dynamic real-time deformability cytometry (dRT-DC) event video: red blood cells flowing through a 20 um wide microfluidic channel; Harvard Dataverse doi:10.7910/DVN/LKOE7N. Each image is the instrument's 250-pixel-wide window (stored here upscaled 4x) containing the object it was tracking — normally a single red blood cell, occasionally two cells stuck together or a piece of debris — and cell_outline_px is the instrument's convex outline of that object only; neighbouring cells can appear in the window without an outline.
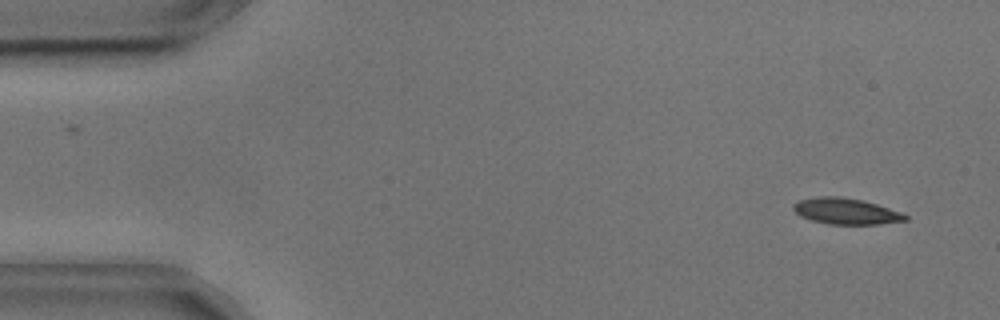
{"species": "common noctule bat (a hibernating species)", "species_latin": "Nyctalus noctula", "temperature_condition": "cold", "stored_images_in_passage": 54, "camera_frame_rate_fps": 3000, "um_per_image_px": 0.085, "animal": {"sex": "male", "body_mass_g": 17.9, "forearm_length_mm": 54.2}, "frame": {"image": 1, "passage_image": 3, "time_ms": 0.667, "image_size_px": [1000, 320], "cell_outline_px": [[908, 220], [880, 224], [828, 224], [812, 220], [800, 216], [792, 208], [792, 204], [800, 200], [820, 196], [836, 196], [864, 200], [900, 212], [908, 216]], "centroid_in_image_um": [71.9, 17.95], "position_along_channel_um": 13.1, "area_um2": 16.94}}
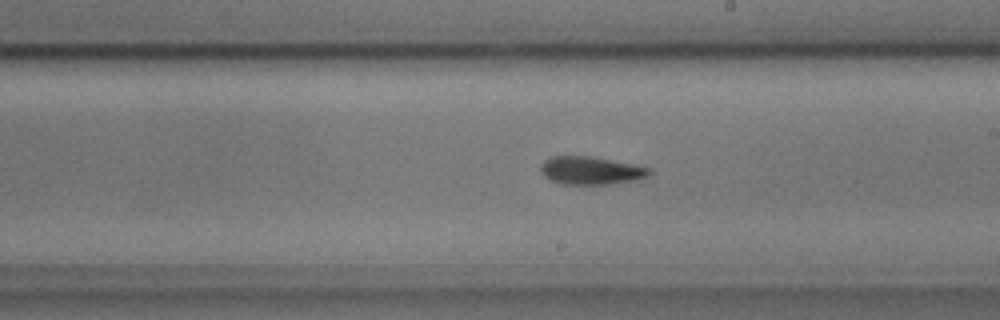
{"frame": {"image": 2, "passage_image": 30, "time_ms": 9.667, "image_size_px": [1000, 320], "cell_outline_px": [[652, 172], [648, 176], [636, 180], [608, 184], [560, 184], [548, 180], [544, 176], [540, 168], [540, 164], [544, 160], [552, 156], [588, 156], [632, 164], [652, 168]], "centroid_in_image_um": [50.2, 14.5], "position_along_channel_um": 238.8, "area_um2": 17.74}}
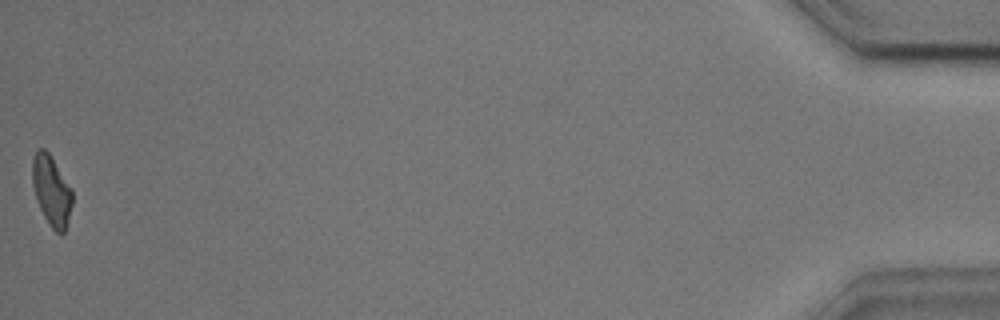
{"frame": {"image": 3, "passage_image": 54, "time_ms": 17.667, "image_size_px": [1000, 320], "cell_outline_px": [[72, 204], [64, 232], [56, 232], [48, 224], [36, 200], [32, 184], [32, 160], [36, 152], [40, 148], [44, 148], [48, 152], [72, 188]], "centroid_in_image_um": [4.36, 16.19], "position_along_channel_um": 430.8, "area_um2": 16.18}, "authors_computed_cell_mechanics": {"area_um2": 17.2533, "velocity_mm_per_s": 3.6447, "shape_relaxation_time_tau1_ms": 7.6414, "shape_relaxation_time_tau2_ms": 5.4564, "deformation_change_tau1": 0.1795, "deformation_change_tau2": 0.1309}}